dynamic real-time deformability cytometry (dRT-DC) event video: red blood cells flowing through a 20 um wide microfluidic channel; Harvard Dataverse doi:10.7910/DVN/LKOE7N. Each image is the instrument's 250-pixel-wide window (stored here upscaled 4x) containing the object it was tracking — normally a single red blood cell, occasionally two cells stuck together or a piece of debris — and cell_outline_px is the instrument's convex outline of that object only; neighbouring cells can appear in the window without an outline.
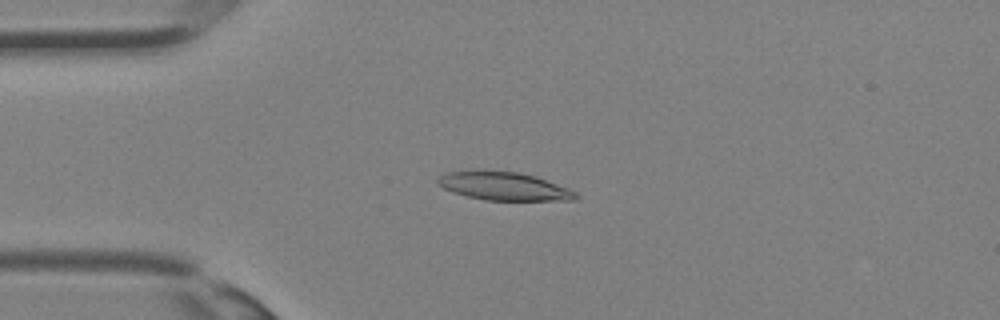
{"species": "Egyptian fruit bat (a non-hibernating species)", "species_latin": "Rousettus aegyptiacus", "temperature_condition": "room temperature", "stored_images_in_passage": 30, "camera_frame_rate_fps": 3000, "um_per_image_px": 0.085, "animal": {"sex": "female"}, "frame": {"image": 1, "passage_image": 8, "time_ms": 2.333, "image_size_px": [1000, 320], "cell_outline_px": [[580, 196], [576, 200], [484, 200], [452, 192], [436, 184], [436, 180], [440, 176], [448, 172], [476, 168], [484, 168], [520, 172], [536, 176], [568, 188], [576, 192]], "centroid_in_image_um": [42.79, 15.78], "position_along_channel_um": 42.2, "area_um2": 23.41}}
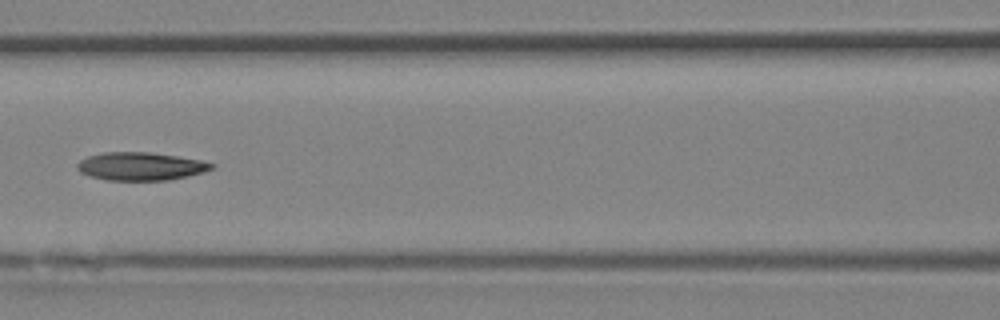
{"frame": {"image": 2, "passage_image": 15, "time_ms": 4.667, "image_size_px": [1000, 320], "cell_outline_px": [[216, 164], [212, 168], [204, 172], [188, 176], [168, 180], [104, 180], [88, 176], [80, 172], [76, 168], [76, 164], [80, 160], [88, 156], [104, 152], [148, 152], [176, 156], [200, 160]], "centroid_in_image_um": [11.92, 14.14], "position_along_channel_um": 154.7, "area_um2": 22.02}}
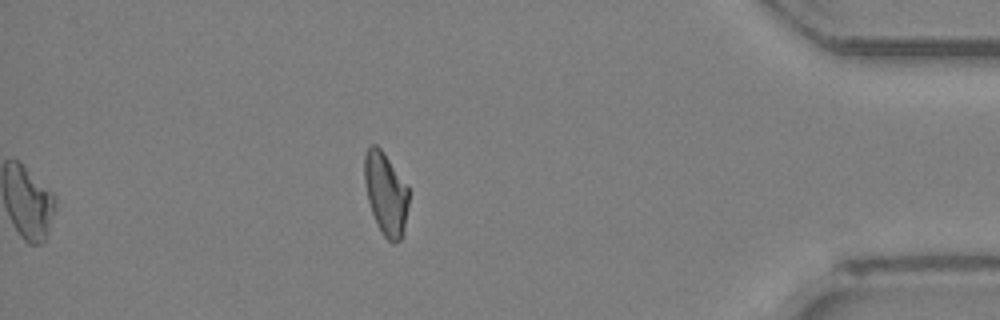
{"frame": {"image": 3, "passage_image": 30, "time_ms": 9.667, "image_size_px": [1000, 320], "cell_outline_px": [[408, 204], [404, 236], [396, 244], [392, 244], [384, 236], [376, 224], [368, 200], [364, 180], [364, 152], [368, 144], [376, 144], [380, 148], [408, 188]], "centroid_in_image_um": [32.77, 16.49], "position_along_channel_um": 402.4, "area_um2": 21.39}}